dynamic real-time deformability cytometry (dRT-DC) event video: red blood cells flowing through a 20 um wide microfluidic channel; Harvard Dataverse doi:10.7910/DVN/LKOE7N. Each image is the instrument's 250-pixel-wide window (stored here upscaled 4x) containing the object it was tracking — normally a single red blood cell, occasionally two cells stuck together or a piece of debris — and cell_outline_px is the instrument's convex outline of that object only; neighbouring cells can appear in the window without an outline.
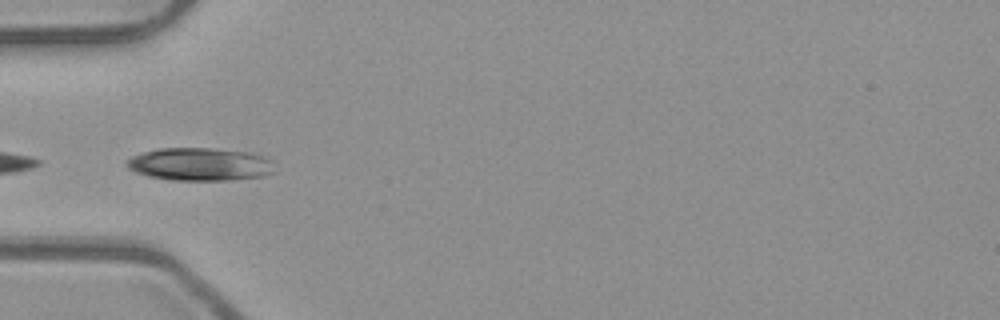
{"species": "common noctule bat (a hibernating species)", "species_latin": "Nyctalus noctula", "temperature_condition": "room temperature", "stored_images_in_passage": 11, "camera_frame_rate_fps": 3000, "um_per_image_px": 0.085, "animal": {"sex": "male", "body_mass_g": 23.1, "forearm_length_mm": 52.7}, "frame": {"image": 1, "passage_image": 4, "time_ms": 1.0, "image_size_px": [1000, 320], "cell_outline_px": [[276, 172], [264, 176], [228, 180], [168, 180], [148, 176], [136, 172], [128, 168], [124, 164], [124, 160], [132, 156], [144, 152], [160, 148], [212, 148], [252, 152], [264, 156], [268, 160]], "centroid_in_image_um": [16.96, 13.96], "position_along_channel_um": 68.0, "area_um2": 28.55}}